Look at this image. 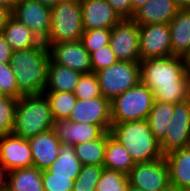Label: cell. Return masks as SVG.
<instances>
[{
	"instance_id": "6da1fadb",
	"label": "cell",
	"mask_w": 190,
	"mask_h": 191,
	"mask_svg": "<svg viewBox=\"0 0 190 191\" xmlns=\"http://www.w3.org/2000/svg\"><path fill=\"white\" fill-rule=\"evenodd\" d=\"M140 77L155 101L176 104L189 99L190 77L185 58L171 55L141 60Z\"/></svg>"
},
{
	"instance_id": "7a4b0ae2",
	"label": "cell",
	"mask_w": 190,
	"mask_h": 191,
	"mask_svg": "<svg viewBox=\"0 0 190 191\" xmlns=\"http://www.w3.org/2000/svg\"><path fill=\"white\" fill-rule=\"evenodd\" d=\"M49 61V49L45 43L34 48L13 51L9 64L14 70L18 91L22 95L43 94Z\"/></svg>"
},
{
	"instance_id": "3957f363",
	"label": "cell",
	"mask_w": 190,
	"mask_h": 191,
	"mask_svg": "<svg viewBox=\"0 0 190 191\" xmlns=\"http://www.w3.org/2000/svg\"><path fill=\"white\" fill-rule=\"evenodd\" d=\"M110 134L126 148L135 163L164 157L147 120L112 123Z\"/></svg>"
},
{
	"instance_id": "277c9868",
	"label": "cell",
	"mask_w": 190,
	"mask_h": 191,
	"mask_svg": "<svg viewBox=\"0 0 190 191\" xmlns=\"http://www.w3.org/2000/svg\"><path fill=\"white\" fill-rule=\"evenodd\" d=\"M54 119L50 104L44 94L22 95L16 106L12 133L29 139L52 129Z\"/></svg>"
},
{
	"instance_id": "5b68a950",
	"label": "cell",
	"mask_w": 190,
	"mask_h": 191,
	"mask_svg": "<svg viewBox=\"0 0 190 191\" xmlns=\"http://www.w3.org/2000/svg\"><path fill=\"white\" fill-rule=\"evenodd\" d=\"M154 101L153 92L140 81L111 101L112 123L147 120Z\"/></svg>"
},
{
	"instance_id": "8992f818",
	"label": "cell",
	"mask_w": 190,
	"mask_h": 191,
	"mask_svg": "<svg viewBox=\"0 0 190 191\" xmlns=\"http://www.w3.org/2000/svg\"><path fill=\"white\" fill-rule=\"evenodd\" d=\"M83 32L81 0L60 2L51 8V29L44 43L77 41Z\"/></svg>"
},
{
	"instance_id": "52a82bcc",
	"label": "cell",
	"mask_w": 190,
	"mask_h": 191,
	"mask_svg": "<svg viewBox=\"0 0 190 191\" xmlns=\"http://www.w3.org/2000/svg\"><path fill=\"white\" fill-rule=\"evenodd\" d=\"M101 94L112 101L141 81L140 63L118 60L97 73Z\"/></svg>"
},
{
	"instance_id": "ba28073f",
	"label": "cell",
	"mask_w": 190,
	"mask_h": 191,
	"mask_svg": "<svg viewBox=\"0 0 190 191\" xmlns=\"http://www.w3.org/2000/svg\"><path fill=\"white\" fill-rule=\"evenodd\" d=\"M109 45L118 60L141 62L139 25L133 19H122L111 28Z\"/></svg>"
},
{
	"instance_id": "9c48e42d",
	"label": "cell",
	"mask_w": 190,
	"mask_h": 191,
	"mask_svg": "<svg viewBox=\"0 0 190 191\" xmlns=\"http://www.w3.org/2000/svg\"><path fill=\"white\" fill-rule=\"evenodd\" d=\"M130 185L143 191H162L170 185L169 170L165 157L136 163L128 174Z\"/></svg>"
},
{
	"instance_id": "30bf717a",
	"label": "cell",
	"mask_w": 190,
	"mask_h": 191,
	"mask_svg": "<svg viewBox=\"0 0 190 191\" xmlns=\"http://www.w3.org/2000/svg\"><path fill=\"white\" fill-rule=\"evenodd\" d=\"M162 154L190 146V100L174 104L165 137L159 142Z\"/></svg>"
},
{
	"instance_id": "8fae6325",
	"label": "cell",
	"mask_w": 190,
	"mask_h": 191,
	"mask_svg": "<svg viewBox=\"0 0 190 191\" xmlns=\"http://www.w3.org/2000/svg\"><path fill=\"white\" fill-rule=\"evenodd\" d=\"M141 60L171 56V31L169 24L139 25Z\"/></svg>"
},
{
	"instance_id": "7c38bea8",
	"label": "cell",
	"mask_w": 190,
	"mask_h": 191,
	"mask_svg": "<svg viewBox=\"0 0 190 191\" xmlns=\"http://www.w3.org/2000/svg\"><path fill=\"white\" fill-rule=\"evenodd\" d=\"M11 15L45 42L51 29V8L38 0H20Z\"/></svg>"
},
{
	"instance_id": "4fadbf2b",
	"label": "cell",
	"mask_w": 190,
	"mask_h": 191,
	"mask_svg": "<svg viewBox=\"0 0 190 191\" xmlns=\"http://www.w3.org/2000/svg\"><path fill=\"white\" fill-rule=\"evenodd\" d=\"M68 119L99 125L105 132H110L111 101L103 96L86 100L77 99Z\"/></svg>"
},
{
	"instance_id": "5bb4252c",
	"label": "cell",
	"mask_w": 190,
	"mask_h": 191,
	"mask_svg": "<svg viewBox=\"0 0 190 191\" xmlns=\"http://www.w3.org/2000/svg\"><path fill=\"white\" fill-rule=\"evenodd\" d=\"M45 45L48 47L50 59L54 63L82 74L92 72L90 55L81 40Z\"/></svg>"
},
{
	"instance_id": "9a60e30c",
	"label": "cell",
	"mask_w": 190,
	"mask_h": 191,
	"mask_svg": "<svg viewBox=\"0 0 190 191\" xmlns=\"http://www.w3.org/2000/svg\"><path fill=\"white\" fill-rule=\"evenodd\" d=\"M0 162L8 171L33 166L28 139L13 133L0 136Z\"/></svg>"
},
{
	"instance_id": "2e32d148",
	"label": "cell",
	"mask_w": 190,
	"mask_h": 191,
	"mask_svg": "<svg viewBox=\"0 0 190 191\" xmlns=\"http://www.w3.org/2000/svg\"><path fill=\"white\" fill-rule=\"evenodd\" d=\"M84 30L111 29L122 18L106 0H81Z\"/></svg>"
},
{
	"instance_id": "e0dca14e",
	"label": "cell",
	"mask_w": 190,
	"mask_h": 191,
	"mask_svg": "<svg viewBox=\"0 0 190 191\" xmlns=\"http://www.w3.org/2000/svg\"><path fill=\"white\" fill-rule=\"evenodd\" d=\"M52 129L61 143L69 145L97 140L106 133L99 125L73 122L65 118L54 120Z\"/></svg>"
},
{
	"instance_id": "ac0fdd59",
	"label": "cell",
	"mask_w": 190,
	"mask_h": 191,
	"mask_svg": "<svg viewBox=\"0 0 190 191\" xmlns=\"http://www.w3.org/2000/svg\"><path fill=\"white\" fill-rule=\"evenodd\" d=\"M28 141L34 167L45 170L58 158L61 142L53 129L39 133Z\"/></svg>"
},
{
	"instance_id": "d6986e66",
	"label": "cell",
	"mask_w": 190,
	"mask_h": 191,
	"mask_svg": "<svg viewBox=\"0 0 190 191\" xmlns=\"http://www.w3.org/2000/svg\"><path fill=\"white\" fill-rule=\"evenodd\" d=\"M179 8L172 0H148L133 15L138 25L169 24Z\"/></svg>"
},
{
	"instance_id": "ffe728a7",
	"label": "cell",
	"mask_w": 190,
	"mask_h": 191,
	"mask_svg": "<svg viewBox=\"0 0 190 191\" xmlns=\"http://www.w3.org/2000/svg\"><path fill=\"white\" fill-rule=\"evenodd\" d=\"M171 31V55L185 59L190 57V9H179L169 23Z\"/></svg>"
},
{
	"instance_id": "44dd1931",
	"label": "cell",
	"mask_w": 190,
	"mask_h": 191,
	"mask_svg": "<svg viewBox=\"0 0 190 191\" xmlns=\"http://www.w3.org/2000/svg\"><path fill=\"white\" fill-rule=\"evenodd\" d=\"M170 185L190 191V146L169 152L165 156Z\"/></svg>"
},
{
	"instance_id": "7402d4cb",
	"label": "cell",
	"mask_w": 190,
	"mask_h": 191,
	"mask_svg": "<svg viewBox=\"0 0 190 191\" xmlns=\"http://www.w3.org/2000/svg\"><path fill=\"white\" fill-rule=\"evenodd\" d=\"M2 34L13 51L34 48L44 43L34 32L12 15L8 18Z\"/></svg>"
},
{
	"instance_id": "603a6c76",
	"label": "cell",
	"mask_w": 190,
	"mask_h": 191,
	"mask_svg": "<svg viewBox=\"0 0 190 191\" xmlns=\"http://www.w3.org/2000/svg\"><path fill=\"white\" fill-rule=\"evenodd\" d=\"M81 74L82 73L69 67L58 65L50 59L45 91L74 93Z\"/></svg>"
},
{
	"instance_id": "cb8c5ba5",
	"label": "cell",
	"mask_w": 190,
	"mask_h": 191,
	"mask_svg": "<svg viewBox=\"0 0 190 191\" xmlns=\"http://www.w3.org/2000/svg\"><path fill=\"white\" fill-rule=\"evenodd\" d=\"M135 164L126 148L121 145L110 132H107V143L103 163L104 169L119 171L128 175Z\"/></svg>"
},
{
	"instance_id": "d4e9b609",
	"label": "cell",
	"mask_w": 190,
	"mask_h": 191,
	"mask_svg": "<svg viewBox=\"0 0 190 191\" xmlns=\"http://www.w3.org/2000/svg\"><path fill=\"white\" fill-rule=\"evenodd\" d=\"M8 191H44L42 170L31 166L8 171Z\"/></svg>"
},
{
	"instance_id": "484cf974",
	"label": "cell",
	"mask_w": 190,
	"mask_h": 191,
	"mask_svg": "<svg viewBox=\"0 0 190 191\" xmlns=\"http://www.w3.org/2000/svg\"><path fill=\"white\" fill-rule=\"evenodd\" d=\"M82 164L75 154L73 145L61 143L58 158L47 168L54 176L72 177L76 180Z\"/></svg>"
},
{
	"instance_id": "4316f807",
	"label": "cell",
	"mask_w": 190,
	"mask_h": 191,
	"mask_svg": "<svg viewBox=\"0 0 190 191\" xmlns=\"http://www.w3.org/2000/svg\"><path fill=\"white\" fill-rule=\"evenodd\" d=\"M174 104L154 101L147 121L155 138L160 142L166 135L173 116Z\"/></svg>"
},
{
	"instance_id": "83f0119b",
	"label": "cell",
	"mask_w": 190,
	"mask_h": 191,
	"mask_svg": "<svg viewBox=\"0 0 190 191\" xmlns=\"http://www.w3.org/2000/svg\"><path fill=\"white\" fill-rule=\"evenodd\" d=\"M107 143V132L97 140L73 145L75 154L82 165L103 166Z\"/></svg>"
},
{
	"instance_id": "f1b7e54d",
	"label": "cell",
	"mask_w": 190,
	"mask_h": 191,
	"mask_svg": "<svg viewBox=\"0 0 190 191\" xmlns=\"http://www.w3.org/2000/svg\"><path fill=\"white\" fill-rule=\"evenodd\" d=\"M43 94L50 104L51 114L54 120L69 118L77 101V97L74 93L44 91Z\"/></svg>"
},
{
	"instance_id": "f546056e",
	"label": "cell",
	"mask_w": 190,
	"mask_h": 191,
	"mask_svg": "<svg viewBox=\"0 0 190 191\" xmlns=\"http://www.w3.org/2000/svg\"><path fill=\"white\" fill-rule=\"evenodd\" d=\"M129 185L128 175L119 171L103 169L95 191H128Z\"/></svg>"
},
{
	"instance_id": "4dcf8cb0",
	"label": "cell",
	"mask_w": 190,
	"mask_h": 191,
	"mask_svg": "<svg viewBox=\"0 0 190 191\" xmlns=\"http://www.w3.org/2000/svg\"><path fill=\"white\" fill-rule=\"evenodd\" d=\"M103 169V166L82 165L80 173L74 181L73 191H95Z\"/></svg>"
},
{
	"instance_id": "1f68e13d",
	"label": "cell",
	"mask_w": 190,
	"mask_h": 191,
	"mask_svg": "<svg viewBox=\"0 0 190 191\" xmlns=\"http://www.w3.org/2000/svg\"><path fill=\"white\" fill-rule=\"evenodd\" d=\"M17 101V98L11 96L0 98V136L13 131Z\"/></svg>"
},
{
	"instance_id": "d6a6232c",
	"label": "cell",
	"mask_w": 190,
	"mask_h": 191,
	"mask_svg": "<svg viewBox=\"0 0 190 191\" xmlns=\"http://www.w3.org/2000/svg\"><path fill=\"white\" fill-rule=\"evenodd\" d=\"M74 95L77 99H92L101 97L99 80L96 73H83L76 85Z\"/></svg>"
},
{
	"instance_id": "836d02e7",
	"label": "cell",
	"mask_w": 190,
	"mask_h": 191,
	"mask_svg": "<svg viewBox=\"0 0 190 191\" xmlns=\"http://www.w3.org/2000/svg\"><path fill=\"white\" fill-rule=\"evenodd\" d=\"M110 36L111 29L84 30L80 40L90 54L109 45Z\"/></svg>"
},
{
	"instance_id": "e575fe53",
	"label": "cell",
	"mask_w": 190,
	"mask_h": 191,
	"mask_svg": "<svg viewBox=\"0 0 190 191\" xmlns=\"http://www.w3.org/2000/svg\"><path fill=\"white\" fill-rule=\"evenodd\" d=\"M0 92L3 96L17 99L22 96L18 91L14 70L9 63H0Z\"/></svg>"
},
{
	"instance_id": "d590c367",
	"label": "cell",
	"mask_w": 190,
	"mask_h": 191,
	"mask_svg": "<svg viewBox=\"0 0 190 191\" xmlns=\"http://www.w3.org/2000/svg\"><path fill=\"white\" fill-rule=\"evenodd\" d=\"M44 191H73L72 177L54 176L47 169L42 170Z\"/></svg>"
},
{
	"instance_id": "8d00e7d4",
	"label": "cell",
	"mask_w": 190,
	"mask_h": 191,
	"mask_svg": "<svg viewBox=\"0 0 190 191\" xmlns=\"http://www.w3.org/2000/svg\"><path fill=\"white\" fill-rule=\"evenodd\" d=\"M89 55L93 73H97L98 71L105 69L118 61L110 45L102 47Z\"/></svg>"
},
{
	"instance_id": "74e56055",
	"label": "cell",
	"mask_w": 190,
	"mask_h": 191,
	"mask_svg": "<svg viewBox=\"0 0 190 191\" xmlns=\"http://www.w3.org/2000/svg\"><path fill=\"white\" fill-rule=\"evenodd\" d=\"M122 19H132V0H106Z\"/></svg>"
},
{
	"instance_id": "f35d334b",
	"label": "cell",
	"mask_w": 190,
	"mask_h": 191,
	"mask_svg": "<svg viewBox=\"0 0 190 191\" xmlns=\"http://www.w3.org/2000/svg\"><path fill=\"white\" fill-rule=\"evenodd\" d=\"M13 49L6 41L5 36L0 33V63H10Z\"/></svg>"
},
{
	"instance_id": "ab89813d",
	"label": "cell",
	"mask_w": 190,
	"mask_h": 191,
	"mask_svg": "<svg viewBox=\"0 0 190 191\" xmlns=\"http://www.w3.org/2000/svg\"><path fill=\"white\" fill-rule=\"evenodd\" d=\"M8 170L0 162V191L7 190Z\"/></svg>"
},
{
	"instance_id": "60d3db41",
	"label": "cell",
	"mask_w": 190,
	"mask_h": 191,
	"mask_svg": "<svg viewBox=\"0 0 190 191\" xmlns=\"http://www.w3.org/2000/svg\"><path fill=\"white\" fill-rule=\"evenodd\" d=\"M11 16V11L4 6H0V33H2L8 18Z\"/></svg>"
},
{
	"instance_id": "b9f144b4",
	"label": "cell",
	"mask_w": 190,
	"mask_h": 191,
	"mask_svg": "<svg viewBox=\"0 0 190 191\" xmlns=\"http://www.w3.org/2000/svg\"><path fill=\"white\" fill-rule=\"evenodd\" d=\"M19 1L20 0H0V6H4L12 12Z\"/></svg>"
},
{
	"instance_id": "7bdbcfd3",
	"label": "cell",
	"mask_w": 190,
	"mask_h": 191,
	"mask_svg": "<svg viewBox=\"0 0 190 191\" xmlns=\"http://www.w3.org/2000/svg\"><path fill=\"white\" fill-rule=\"evenodd\" d=\"M179 9H190V0H172Z\"/></svg>"
},
{
	"instance_id": "ee69618b",
	"label": "cell",
	"mask_w": 190,
	"mask_h": 191,
	"mask_svg": "<svg viewBox=\"0 0 190 191\" xmlns=\"http://www.w3.org/2000/svg\"><path fill=\"white\" fill-rule=\"evenodd\" d=\"M148 0H132V17L134 13L141 8Z\"/></svg>"
},
{
	"instance_id": "f6af8a7d",
	"label": "cell",
	"mask_w": 190,
	"mask_h": 191,
	"mask_svg": "<svg viewBox=\"0 0 190 191\" xmlns=\"http://www.w3.org/2000/svg\"><path fill=\"white\" fill-rule=\"evenodd\" d=\"M42 5L48 6L50 8L56 5V0H38Z\"/></svg>"
},
{
	"instance_id": "bcb514c9",
	"label": "cell",
	"mask_w": 190,
	"mask_h": 191,
	"mask_svg": "<svg viewBox=\"0 0 190 191\" xmlns=\"http://www.w3.org/2000/svg\"><path fill=\"white\" fill-rule=\"evenodd\" d=\"M162 191H182L175 186L169 185L166 189H163Z\"/></svg>"
},
{
	"instance_id": "7dc6e473",
	"label": "cell",
	"mask_w": 190,
	"mask_h": 191,
	"mask_svg": "<svg viewBox=\"0 0 190 191\" xmlns=\"http://www.w3.org/2000/svg\"><path fill=\"white\" fill-rule=\"evenodd\" d=\"M128 191H143V190H141L140 188L134 187L132 185H129Z\"/></svg>"
},
{
	"instance_id": "c3c4849f",
	"label": "cell",
	"mask_w": 190,
	"mask_h": 191,
	"mask_svg": "<svg viewBox=\"0 0 190 191\" xmlns=\"http://www.w3.org/2000/svg\"><path fill=\"white\" fill-rule=\"evenodd\" d=\"M187 63H188V74L190 77V57L187 59Z\"/></svg>"
},
{
	"instance_id": "681fc988",
	"label": "cell",
	"mask_w": 190,
	"mask_h": 191,
	"mask_svg": "<svg viewBox=\"0 0 190 191\" xmlns=\"http://www.w3.org/2000/svg\"><path fill=\"white\" fill-rule=\"evenodd\" d=\"M65 1H73V0H56V4L60 2H65Z\"/></svg>"
},
{
	"instance_id": "f907efd6",
	"label": "cell",
	"mask_w": 190,
	"mask_h": 191,
	"mask_svg": "<svg viewBox=\"0 0 190 191\" xmlns=\"http://www.w3.org/2000/svg\"><path fill=\"white\" fill-rule=\"evenodd\" d=\"M189 100H190V84H189Z\"/></svg>"
}]
</instances>
